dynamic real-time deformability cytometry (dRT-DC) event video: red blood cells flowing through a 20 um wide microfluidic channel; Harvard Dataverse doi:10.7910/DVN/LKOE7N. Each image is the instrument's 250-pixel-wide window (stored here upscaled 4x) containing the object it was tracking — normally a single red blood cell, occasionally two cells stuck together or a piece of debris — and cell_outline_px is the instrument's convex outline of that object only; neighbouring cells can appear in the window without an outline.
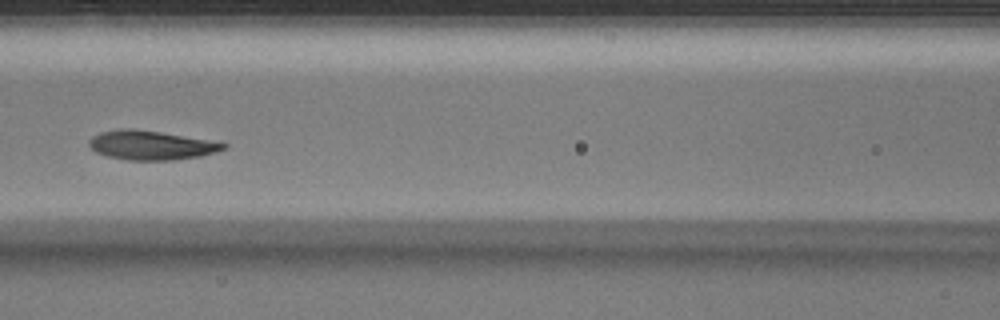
{"species": "Egyptian fruit bat (a non-hibernating species)", "species_latin": "Rousettus aegyptiacus", "temperature_condition": "warm", "stored_images_in_passage": 43, "camera_frame_rate_fps": 3000, "um_per_image_px": 0.085, "animal": {"sex": "male"}, "frame": {"image": 1, "passage_image": 19, "time_ms": 6.0, "image_size_px": [1000, 320], "cell_outline_px": [[228, 144], [224, 148], [216, 152], [200, 156], [176, 160], [128, 160], [108, 156], [96, 152], [88, 144], [88, 140], [92, 136], [100, 132], [120, 128], [136, 128], [160, 132]], "centroid_in_image_um": [12.78, 12.34], "position_along_channel_um": 153.8, "area_um2": 22.66}}
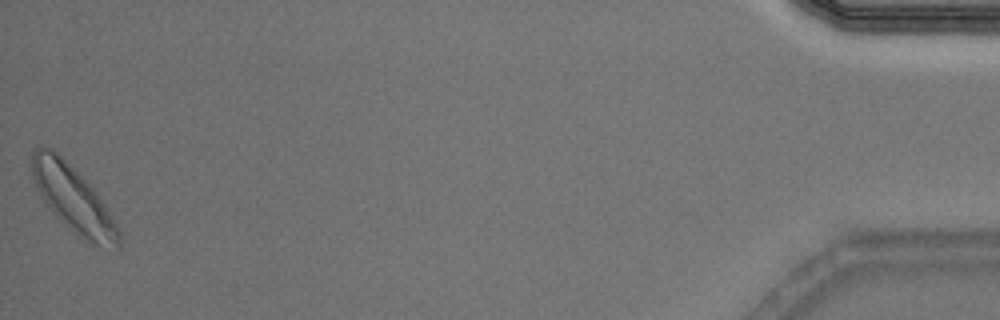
{"frame": {"image": 2, "passage_image": 43, "time_ms": 14.0, "image_size_px": [1000, 320], "cell_outline_px": [[120, 248], [116, 252], [88, 244], [72, 232], [44, 204], [36, 188], [32, 176], [32, 152], [36, 148], [52, 148], [92, 188], [104, 204], [116, 224], [120, 232]], "centroid_in_image_um": [6.25, 17.04], "position_along_channel_um": 429.0, "area_um2": 33.47}}